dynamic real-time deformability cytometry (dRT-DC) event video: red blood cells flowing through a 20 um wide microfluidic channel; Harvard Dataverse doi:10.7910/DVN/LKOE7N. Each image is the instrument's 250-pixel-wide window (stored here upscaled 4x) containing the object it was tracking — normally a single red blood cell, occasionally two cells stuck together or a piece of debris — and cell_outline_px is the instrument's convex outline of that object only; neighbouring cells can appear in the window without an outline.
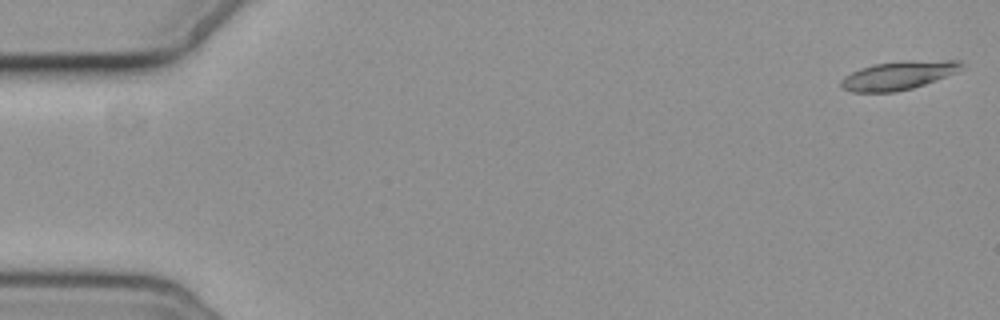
{"species": "common noctule bat (a hibernating species)", "species_latin": "Nyctalus noctula", "temperature_condition": "cold", "stored_images_in_passage": 6, "camera_frame_rate_fps": 3000, "um_per_image_px": 0.085, "animal": {"sex": "female", "body_mass_g": 19.3, "forearm_length_mm": 54.1}, "frame": {"image": 1, "passage_image": 1, "time_ms": 0.0, "image_size_px": [1000, 320], "cell_outline_px": [[964, 64], [956, 72], [924, 84], [912, 88], [896, 92], [852, 92], [840, 88], [840, 80], [844, 76], [860, 68], [872, 64], [904, 60], [960, 60]], "centroid_in_image_um": [76.31, 6.4], "position_along_channel_um": 8.7, "area_um2": 20.17}}
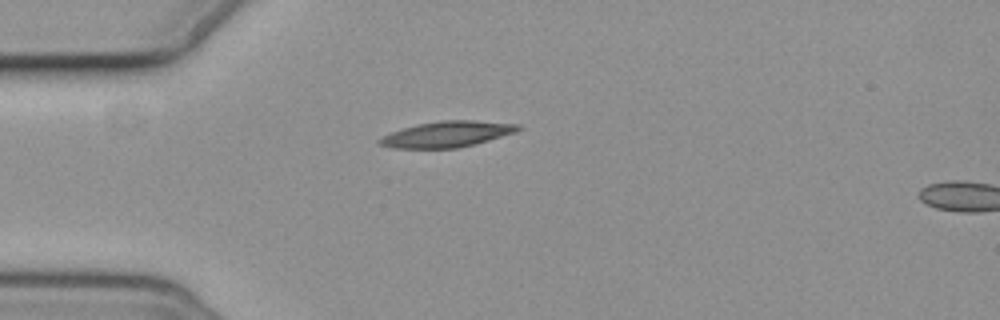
{"frame": {"image": 2, "passage_image": 5, "time_ms": 4.667, "image_size_px": [1000, 320], "cell_outline_px": [[524, 128], [516, 132], [488, 140], [456, 148], [392, 148], [376, 144], [376, 140], [392, 132], [416, 124], [440, 120], [476, 120], [520, 124]], "centroid_in_image_um": [38.0, 11.39], "position_along_channel_um": 47.0, "area_um2": 20.92}}